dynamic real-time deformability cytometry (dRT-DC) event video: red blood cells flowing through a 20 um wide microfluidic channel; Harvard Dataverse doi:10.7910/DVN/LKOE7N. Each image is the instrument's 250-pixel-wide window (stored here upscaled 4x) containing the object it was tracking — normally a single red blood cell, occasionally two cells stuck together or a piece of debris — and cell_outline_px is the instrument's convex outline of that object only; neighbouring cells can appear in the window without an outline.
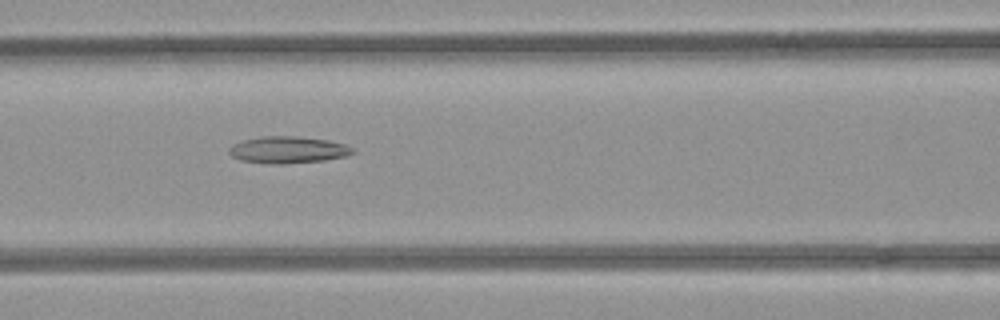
{"species": "common noctule bat (a hibernating species)", "species_latin": "Nyctalus noctula", "temperature_condition": "room temperature", "stored_images_in_passage": 50, "camera_frame_rate_fps": 3000, "um_per_image_px": 0.085, "animal": {"sex": "female", "body_mass_g": 21.9}, "frame": {"image": 1, "passage_image": 20, "time_ms": 6.333, "image_size_px": [1000, 320], "cell_outline_px": [[356, 152], [348, 156], [324, 160], [284, 164], [272, 164], [240, 160], [232, 156], [228, 152], [228, 148], [232, 144], [244, 140], [260, 136], [296, 136], [328, 140], [344, 144], [352, 148]], "centroid_in_image_um": [24.47, 12.73], "position_along_channel_um": 142.1, "area_um2": 19.42}}
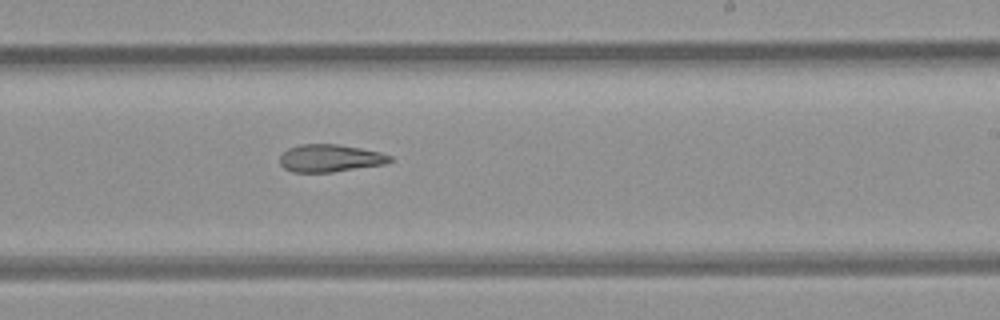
{"frame": {"image": 2, "passage_image": 29, "time_ms": 9.333, "image_size_px": [1000, 320], "cell_outline_px": [[392, 160], [384, 164], [332, 172], [292, 172], [284, 168], [280, 164], [280, 156], [288, 148], [300, 144], [336, 144], [360, 148], [380, 152], [392, 156]], "centroid_in_image_um": [28.03, 13.44], "position_along_channel_um": 261.0, "area_um2": 17.57}}
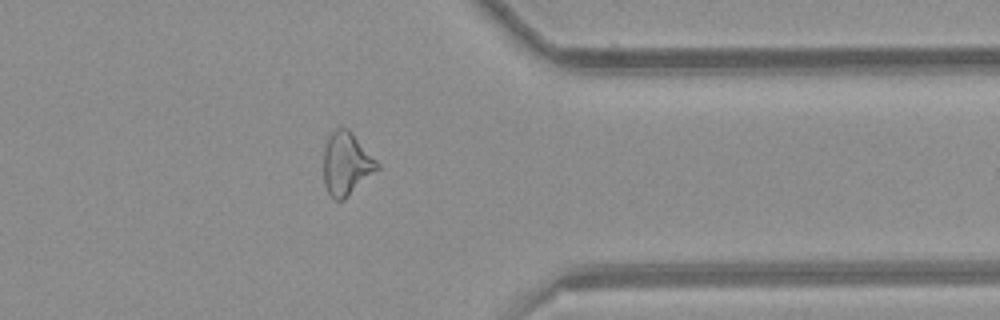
{"frame": {"image": 3, "passage_image": 39, "time_ms": 12.667, "image_size_px": [1000, 320], "cell_outline_px": [[380, 168], [344, 200], [336, 200], [328, 192], [324, 184], [324, 148], [328, 136], [336, 128], [348, 128], [352, 132], [380, 164]], "centroid_in_image_um": [29.45, 13.92], "position_along_channel_um": 381.9, "area_um2": 19.65}, "authors_computed_cell_mechanics": {"area_um2": 20.0566, "velocity_mm_per_s": 3.9691, "shape_relaxation_time_tau1_ms": null, "shape_relaxation_time_tau2_ms": 11.3523, "deformation_change_tau1": null, "deformation_change_tau2": 0.2523}}